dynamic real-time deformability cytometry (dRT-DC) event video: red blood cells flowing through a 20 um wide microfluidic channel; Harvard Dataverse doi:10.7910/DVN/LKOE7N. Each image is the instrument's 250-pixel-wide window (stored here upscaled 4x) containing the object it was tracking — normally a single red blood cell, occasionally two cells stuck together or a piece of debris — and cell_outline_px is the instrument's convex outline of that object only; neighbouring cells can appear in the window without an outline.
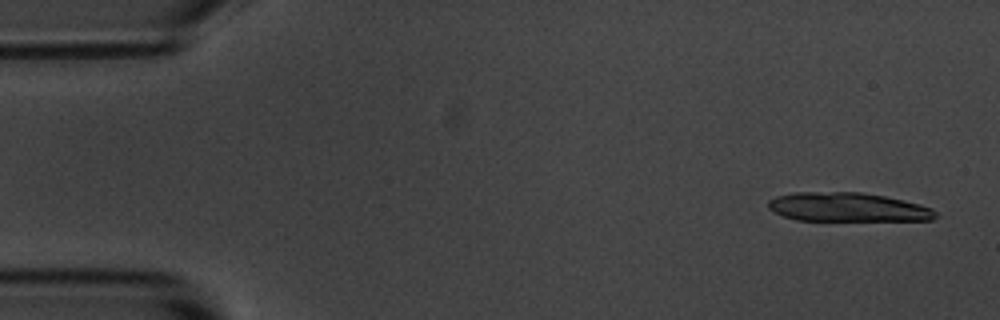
{"species": "common noctule bat (a hibernating species)", "species_latin": "Nyctalus noctula", "temperature_condition": "room temperature", "stored_images_in_passage": 5, "camera_frame_rate_fps": 3000, "um_per_image_px": 0.085, "animal": {"sex": "male", "body_mass_g": 20.1, "forearm_length_mm": 53.5}, "frame": {"image": 1, "passage_image": 1, "time_ms": 0.0, "image_size_px": [1000, 320], "cell_outline_px": [[940, 216], [932, 220], [796, 220], [784, 216], [768, 208], [768, 200], [776, 196], [792, 192], [860, 192], [884, 196], [904, 200], [920, 204], [932, 208]], "centroid_in_image_um": [72.07, 17.6], "position_along_channel_um": 12.9, "area_um2": 28.26}}